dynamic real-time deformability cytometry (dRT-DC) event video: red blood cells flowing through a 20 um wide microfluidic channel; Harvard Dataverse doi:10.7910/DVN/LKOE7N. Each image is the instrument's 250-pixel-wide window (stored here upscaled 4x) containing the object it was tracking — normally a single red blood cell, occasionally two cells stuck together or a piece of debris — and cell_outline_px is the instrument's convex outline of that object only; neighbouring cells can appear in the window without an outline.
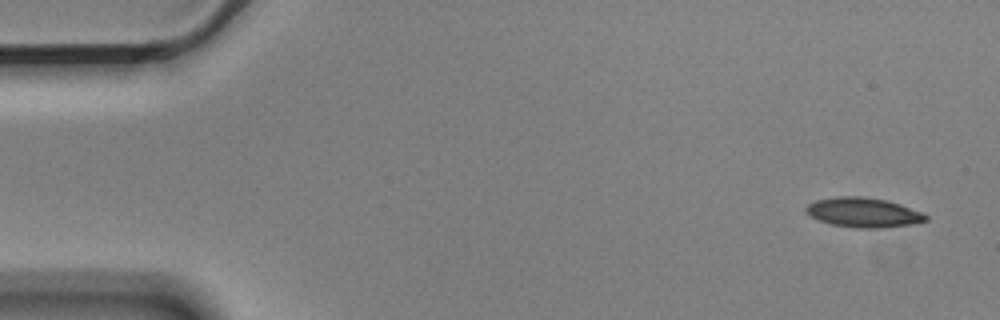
{"species": "Egyptian fruit bat (a non-hibernating species)", "species_latin": "Rousettus aegyptiacus", "temperature_condition": "cold", "stored_images_in_passage": 5, "camera_frame_rate_fps": 3000, "um_per_image_px": 0.085, "animal": {"sex": "male"}, "frame": {"image": 1, "passage_image": 1, "time_ms": 0.0, "image_size_px": [1000, 320], "cell_outline_px": [[928, 220], [912, 224], [880, 228], [856, 228], [832, 224], [820, 220], [804, 212], [804, 208], [808, 204], [816, 200], [836, 196], [860, 196], [884, 200], [900, 204], [920, 212], [928, 216]], "centroid_in_image_um": [73.36, 18.06], "position_along_channel_um": 11.6, "area_um2": 20.52}}